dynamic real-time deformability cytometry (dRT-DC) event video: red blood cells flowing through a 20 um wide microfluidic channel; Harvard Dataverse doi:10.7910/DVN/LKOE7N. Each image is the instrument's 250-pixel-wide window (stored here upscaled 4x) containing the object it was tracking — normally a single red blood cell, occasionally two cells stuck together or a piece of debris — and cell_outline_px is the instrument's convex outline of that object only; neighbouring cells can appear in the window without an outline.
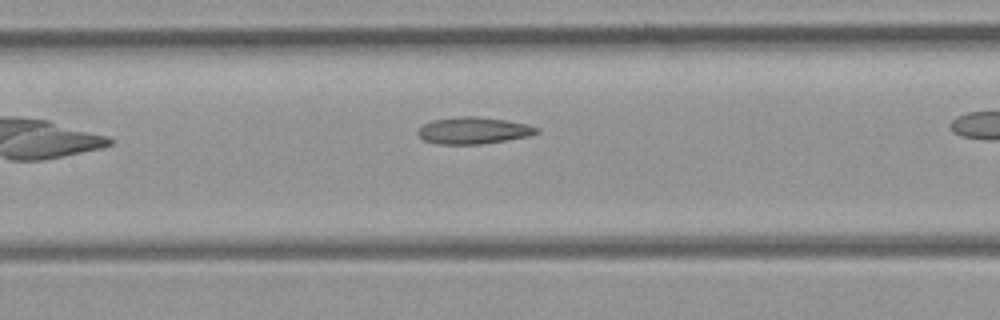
{"species": "common noctule bat (a hibernating species)", "species_latin": "Nyctalus noctula", "temperature_condition": "room temperature", "stored_images_in_passage": 20, "camera_frame_rate_fps": 3000, "um_per_image_px": 0.085, "animal": {"sex": "female", "body_mass_g": 21.9}, "frame": {"image": 1, "passage_image": 6, "time_ms": 1.667, "image_size_px": [1000, 320], "cell_outline_px": [[540, 132], [528, 136], [508, 140], [480, 144], [436, 144], [424, 140], [416, 132], [424, 124], [432, 120], [460, 116], [480, 116], [528, 124], [540, 128]], "centroid_in_image_um": [40.26, 11.09], "position_along_channel_um": 167.1, "area_um2": 18.61}}